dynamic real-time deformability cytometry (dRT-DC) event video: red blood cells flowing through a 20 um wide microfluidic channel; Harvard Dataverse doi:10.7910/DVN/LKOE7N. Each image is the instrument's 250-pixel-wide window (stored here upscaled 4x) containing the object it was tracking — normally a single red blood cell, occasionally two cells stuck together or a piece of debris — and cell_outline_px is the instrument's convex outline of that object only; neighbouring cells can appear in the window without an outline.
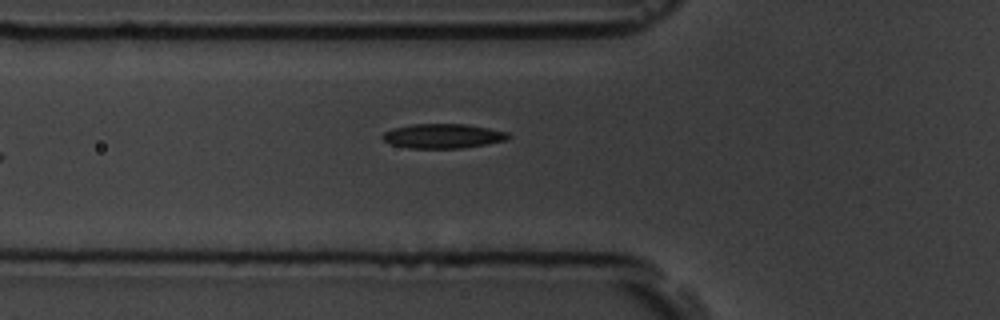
{"species": "common noctule bat (a hibernating species)", "species_latin": "Nyctalus noctula", "temperature_condition": "room temperature", "stored_images_in_passage": 6, "camera_frame_rate_fps": 3000, "um_per_image_px": 0.085, "animal": {"sex": "male", "body_mass_g": 19.5, "forearm_length_mm": 54.6}, "frame": {"image": 1, "passage_image": 6, "time_ms": 6.667, "image_size_px": [1000, 320], "cell_outline_px": [[508, 140], [488, 144], [464, 148], [408, 148], [392, 144], [384, 140], [380, 136], [384, 132], [392, 128], [412, 124], [464, 124], [488, 128], [508, 132]], "centroid_in_image_um": [37.64, 11.56], "position_along_channel_um": 88.2, "area_um2": 17.98}}